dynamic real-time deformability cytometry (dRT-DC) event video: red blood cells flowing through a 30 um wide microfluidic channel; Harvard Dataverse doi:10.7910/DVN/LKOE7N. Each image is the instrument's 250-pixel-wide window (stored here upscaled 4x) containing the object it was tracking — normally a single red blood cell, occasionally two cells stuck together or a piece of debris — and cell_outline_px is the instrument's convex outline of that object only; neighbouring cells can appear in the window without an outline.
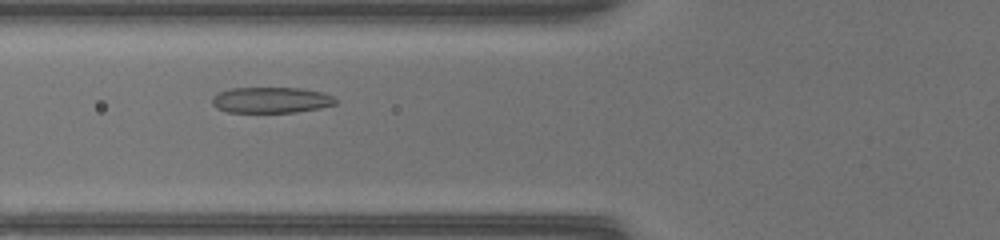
{"species": "common noctule bat (a hibernating species)", "species_latin": "Nyctalus noctula", "temperature_condition": "warm", "stored_images_in_passage": 40, "camera_frame_rate_fps": 3000, "um_per_image_px": 0.085, "animal": {"sex": "female", "body_mass_g": 17.0, "forearm_length_mm": 48.0}, "frame": {"image": 1, "passage_image": 10, "time_ms": 3.0, "image_size_px": [1000, 240], "cell_outline_px": [[336, 104], [320, 108], [296, 112], [228, 112], [216, 108], [212, 104], [212, 96], [220, 92], [232, 88], [300, 88], [320, 92], [332, 96], [336, 100]], "centroid_in_image_um": [23.02, 8.51], "position_along_channel_um": 102.8, "area_um2": 18.5}}
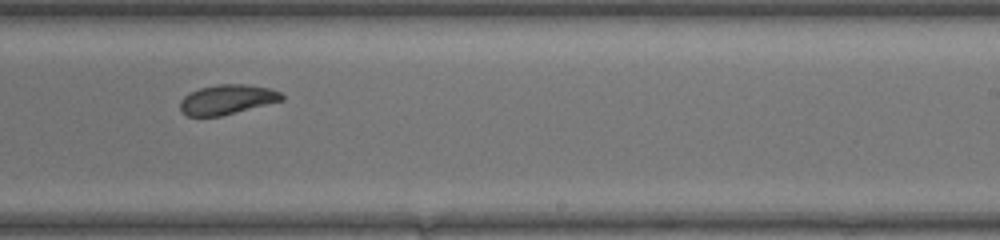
{"frame": {"image": 2, "passage_image": 22, "time_ms": 7.0, "image_size_px": [1000, 240], "cell_outline_px": [[284, 100], [220, 116], [188, 116], [180, 108], [180, 100], [188, 92], [200, 88], [216, 84], [248, 84], [272, 88], [280, 92], [284, 96]], "centroid_in_image_um": [19.32, 8.44], "position_along_channel_um": 269.7, "area_um2": 17.69}}
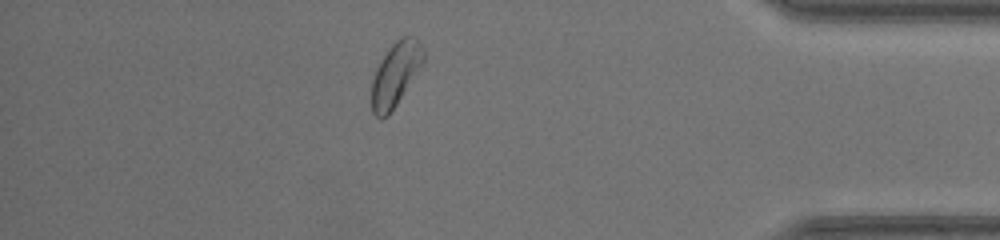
{"frame": {"image": 3, "passage_image": 34, "time_ms": 11.0, "image_size_px": [1000, 240], "cell_outline_px": [[424, 60], [420, 68], [388, 116], [380, 120], [372, 112], [372, 80], [376, 68], [380, 60], [388, 48], [400, 36], [416, 36], [420, 40], [424, 48]], "centroid_in_image_um": [33.63, 6.27], "position_along_channel_um": 401.6, "area_um2": 19.36}, "authors_computed_cell_mechanics": {"area_um2": 18.8428, "velocity_mm_per_s": 4.1819, "shape_relaxation_time_tau1_ms": 3.1087, "shape_relaxation_time_tau2_ms": 3.8013, "deformation_change_tau1": 0.1309, "deformation_change_tau2": 0.1013}}